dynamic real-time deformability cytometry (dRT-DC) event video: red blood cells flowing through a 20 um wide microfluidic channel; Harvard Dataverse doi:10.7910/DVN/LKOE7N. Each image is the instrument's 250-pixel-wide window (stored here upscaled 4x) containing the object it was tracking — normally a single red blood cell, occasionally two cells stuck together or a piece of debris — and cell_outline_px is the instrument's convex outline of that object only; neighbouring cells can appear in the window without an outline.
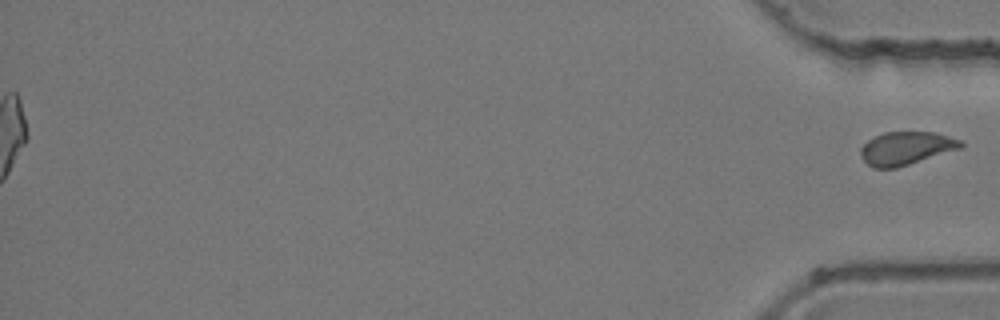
{"species": "common noctule bat (a hibernating species)", "species_latin": "Nyctalus noctula", "temperature_condition": "room temperature", "stored_images_in_passage": 43, "segment_of_instrument_passage": [2, 2], "camera_frame_rate_fps": 3000, "um_per_image_px": 0.085, "animal": {"sex": "female", "body_mass_g": 24.6, "forearm_length_mm": 56.2}, "frame": {"image": 1, "passage_image": 43, "time_ms": 14.0, "image_size_px": [1000, 320], "cell_outline_px": [[964, 144], [960, 148], [896, 168], [872, 168], [864, 160], [860, 152], [860, 148], [868, 140], [884, 132], [936, 132], [960, 140]], "centroid_in_image_um": [76.99, 12.59], "position_along_channel_um": 358.2, "area_um2": 19.07}}